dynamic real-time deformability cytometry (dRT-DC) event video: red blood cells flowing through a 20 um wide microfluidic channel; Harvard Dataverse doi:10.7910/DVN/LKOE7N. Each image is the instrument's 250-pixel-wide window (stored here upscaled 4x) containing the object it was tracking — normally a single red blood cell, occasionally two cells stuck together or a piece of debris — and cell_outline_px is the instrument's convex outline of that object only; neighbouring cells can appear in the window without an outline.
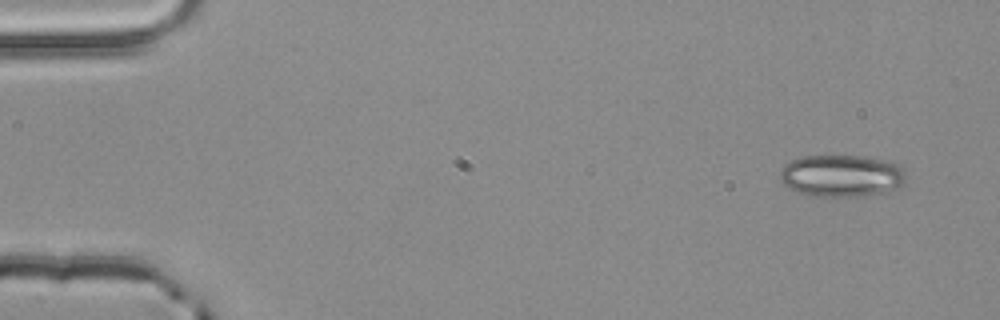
{"species": "common noctule bat (a hibernating species)", "species_latin": "Nyctalus noctula", "temperature_condition": "room temperature", "stored_images_in_passage": 3, "camera_frame_rate_fps": 3000, "um_per_image_px": 0.085, "animal": {"sex": "male", "body_mass_g": 20.4}, "frame": {"image": 1, "passage_image": 1, "time_ms": 0.0, "image_size_px": [1000, 320], "cell_outline_px": [[904, 184], [896, 188], [884, 192], [856, 196], [812, 196], [800, 192], [784, 184], [780, 180], [780, 172], [784, 164], [792, 160], [804, 156], [864, 156], [884, 160], [900, 164], [904, 168]], "centroid_in_image_um": [71.55, 14.92], "position_along_channel_um": 13.5, "area_um2": 30.69}}